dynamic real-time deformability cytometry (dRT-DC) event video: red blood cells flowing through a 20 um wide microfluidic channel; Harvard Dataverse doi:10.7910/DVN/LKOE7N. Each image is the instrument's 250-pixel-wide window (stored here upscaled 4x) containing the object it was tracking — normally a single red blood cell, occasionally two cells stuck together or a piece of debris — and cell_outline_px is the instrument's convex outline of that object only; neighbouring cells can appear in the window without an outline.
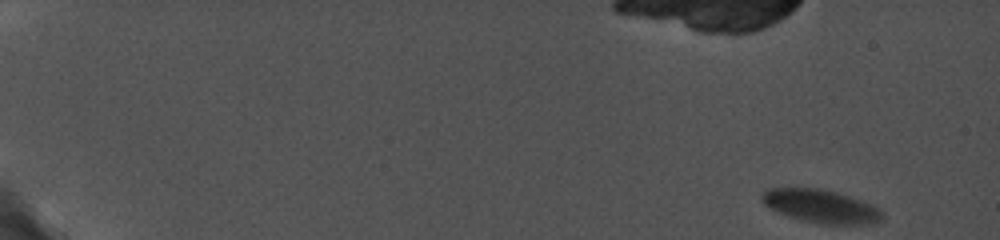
{"species": "common noctule bat (a hibernating species)", "species_latin": "Nyctalus noctula", "temperature_condition": "cold", "stored_images_in_passage": 37, "camera_frame_rate_fps": 5000, "um_per_image_px": 0.085, "animal": {"sex": "female", "body_mass_g": 19.0, "forearm_length_mm": 56.7}, "frame": {"image": 1, "passage_image": 1, "time_ms": 0.0, "image_size_px": [1000, 240], "cell_outline_px": [[884, 216], [880, 220], [868, 224], [824, 224], [804, 220], [788, 216], [776, 212], [768, 208], [760, 200], [760, 196], [764, 188], [820, 188], [840, 192], [860, 200], [884, 212]], "centroid_in_image_um": [69.7, 17.51], "position_along_channel_um": 15.3, "area_um2": 23.41}}
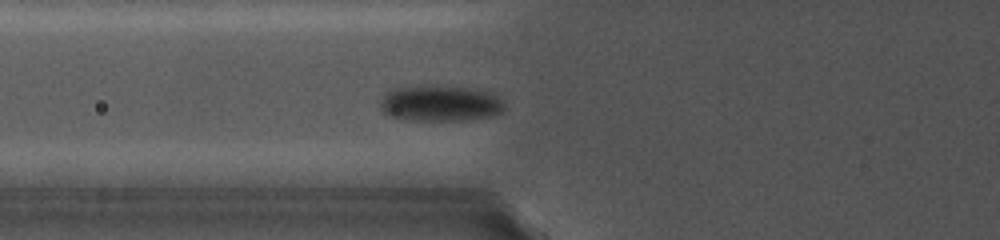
{"frame": {"image": 2, "passage_image": 17, "time_ms": 7.2, "image_size_px": [1000, 240], "cell_outline_px": [[504, 112], [492, 116], [468, 120], [408, 120], [388, 116], [380, 108], [380, 96], [392, 88], [476, 88], [492, 92], [504, 100]], "centroid_in_image_um": [37.46, 8.82], "position_along_channel_um": 88.3, "area_um2": 25.78}}
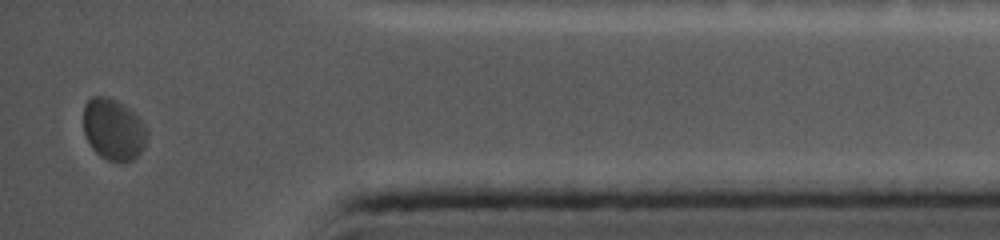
{"frame": {"image": 3, "passage_image": 37, "time_ms": 16.8, "image_size_px": [1000, 240], "cell_outline_px": [[148, 136], [144, 148], [132, 160], [108, 160], [100, 156], [92, 148], [84, 132], [84, 104], [92, 96], [104, 96], [116, 100], [128, 108], [148, 128]], "centroid_in_image_um": [9.65, 10.99], "position_along_channel_um": 425.6, "area_um2": 22.54}}